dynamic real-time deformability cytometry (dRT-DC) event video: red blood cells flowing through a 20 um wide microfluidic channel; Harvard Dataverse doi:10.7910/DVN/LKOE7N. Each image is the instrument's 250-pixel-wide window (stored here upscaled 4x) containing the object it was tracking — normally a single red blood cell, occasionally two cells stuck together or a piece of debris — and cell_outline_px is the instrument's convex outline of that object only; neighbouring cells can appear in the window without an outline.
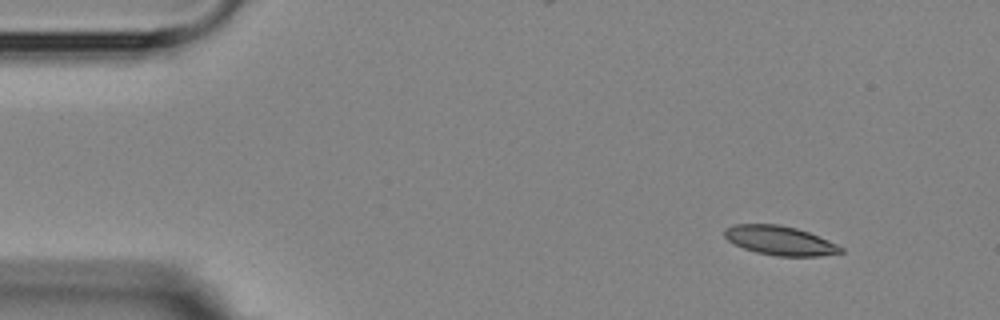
{"species": "Egyptian fruit bat (a non-hibernating species)", "species_latin": "Rousettus aegyptiacus", "temperature_condition": "room temperature", "stored_images_in_passage": 5, "camera_frame_rate_fps": 3000, "um_per_image_px": 0.085, "animal": {"sex": "female"}, "frame": {"image": 1, "passage_image": 1, "time_ms": 0.0, "image_size_px": [1000, 320], "cell_outline_px": [[844, 252], [820, 256], [776, 256], [756, 252], [744, 248], [728, 240], [724, 236], [724, 228], [732, 224], [776, 224], [796, 228], [808, 232], [828, 240], [844, 248]], "centroid_in_image_um": [66.28, 20.44], "position_along_channel_um": 18.7, "area_um2": 19.71}}
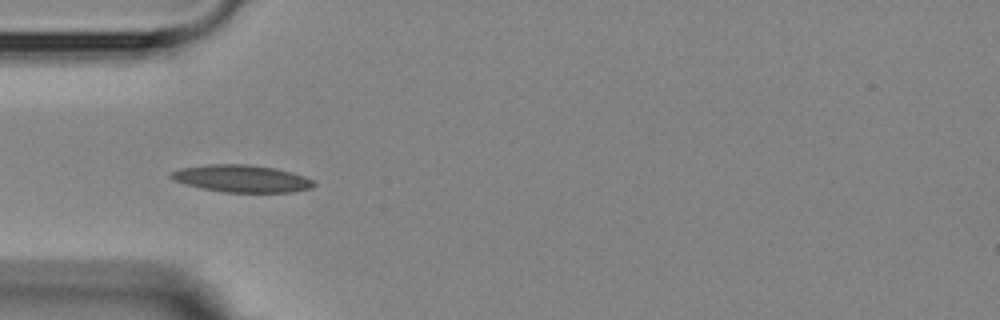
{"frame": {"image": 2, "passage_image": 4, "time_ms": 3.667, "image_size_px": [1000, 320], "cell_outline_px": [[316, 184], [312, 188], [292, 192], [224, 192], [204, 188], [172, 180], [168, 176], [172, 172], [180, 168], [208, 164], [248, 164], [276, 168], [304, 176], [312, 180]], "centroid_in_image_um": [20.55, 15.17], "position_along_channel_um": 64.4, "area_um2": 22.54}}
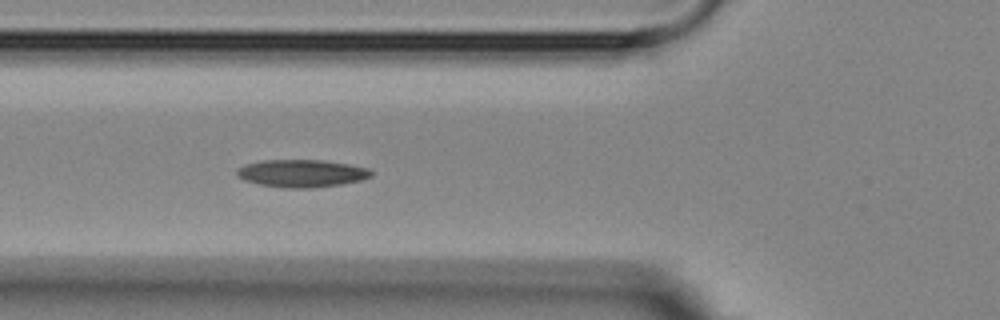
{"frame": {"image": 3, "passage_image": 5, "time_ms": 4.667, "image_size_px": [1000, 320], "cell_outline_px": [[372, 176], [360, 180], [340, 184], [312, 188], [284, 188], [260, 184], [244, 180], [236, 176], [236, 172], [244, 164], [260, 160], [324, 160], [348, 164], [368, 168], [372, 172]], "centroid_in_image_um": [25.62, 14.73], "position_along_channel_um": 100.2, "area_um2": 21.56}}